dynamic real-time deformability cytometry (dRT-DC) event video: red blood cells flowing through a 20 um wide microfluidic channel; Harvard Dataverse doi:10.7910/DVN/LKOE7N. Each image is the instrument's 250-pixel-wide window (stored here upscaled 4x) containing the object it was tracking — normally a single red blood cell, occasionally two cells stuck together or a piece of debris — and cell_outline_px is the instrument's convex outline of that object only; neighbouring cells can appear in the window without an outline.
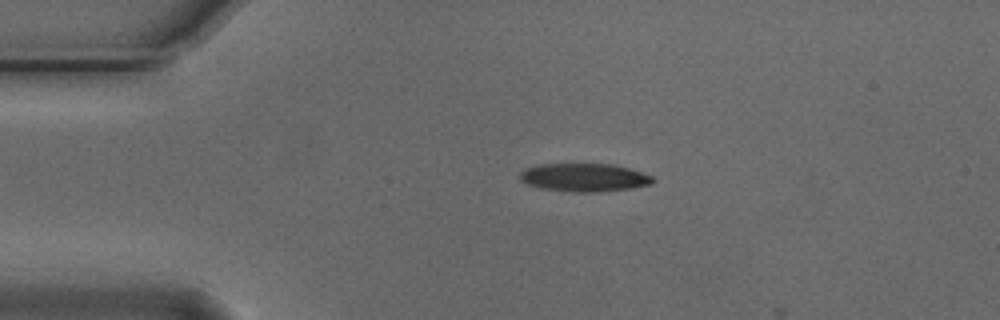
{"species": "Egyptian fruit bat (a non-hibernating species)", "species_latin": "Rousettus aegyptiacus", "temperature_condition": "cold", "stored_images_in_passage": 3, "camera_frame_rate_fps": 3000, "um_per_image_px": 0.085, "animal": {"sex": "male"}, "frame": {"image": 1, "passage_image": 2, "time_ms": 0.333, "image_size_px": [1000, 320], "cell_outline_px": [[656, 180], [652, 184], [632, 188], [600, 192], [576, 192], [540, 188], [528, 184], [520, 180], [520, 172], [524, 168], [540, 164], [612, 164], [628, 168], [652, 176]], "centroid_in_image_um": [49.66, 15.09], "position_along_channel_um": 35.3, "area_um2": 21.85}}